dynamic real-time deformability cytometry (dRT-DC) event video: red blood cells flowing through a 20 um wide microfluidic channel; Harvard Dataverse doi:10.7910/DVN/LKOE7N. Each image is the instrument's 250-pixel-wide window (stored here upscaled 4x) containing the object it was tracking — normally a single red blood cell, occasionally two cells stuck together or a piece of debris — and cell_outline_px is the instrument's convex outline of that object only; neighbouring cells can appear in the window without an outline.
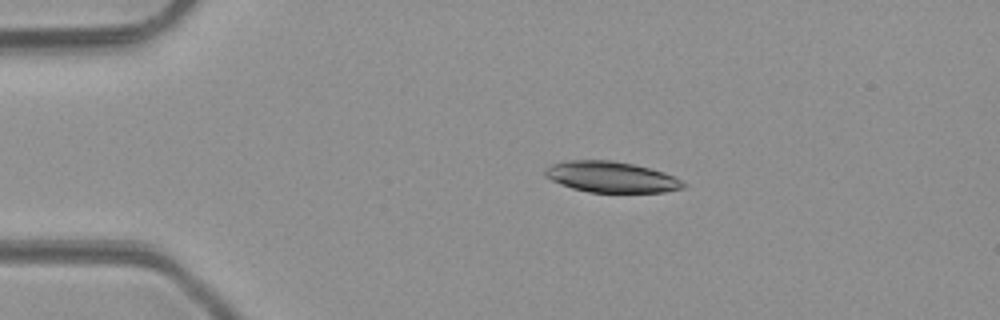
{"species": "common noctule bat (a hibernating species)", "species_latin": "Nyctalus noctula", "temperature_condition": "room temperature", "stored_images_in_passage": 4, "camera_frame_rate_fps": 3000, "um_per_image_px": 0.085, "animal": {"sex": "male", "body_mass_g": 23.1, "forearm_length_mm": 52.7}, "frame": {"image": 1, "passage_image": 3, "time_ms": 2.333, "image_size_px": [1000, 320], "cell_outline_px": [[688, 184], [684, 188], [664, 192], [588, 192], [572, 188], [560, 184], [544, 176], [544, 168], [552, 164], [568, 160], [612, 160], [632, 164], [664, 172]], "centroid_in_image_um": [51.93, 15.04], "position_along_channel_um": 33.1, "area_um2": 24.85}}